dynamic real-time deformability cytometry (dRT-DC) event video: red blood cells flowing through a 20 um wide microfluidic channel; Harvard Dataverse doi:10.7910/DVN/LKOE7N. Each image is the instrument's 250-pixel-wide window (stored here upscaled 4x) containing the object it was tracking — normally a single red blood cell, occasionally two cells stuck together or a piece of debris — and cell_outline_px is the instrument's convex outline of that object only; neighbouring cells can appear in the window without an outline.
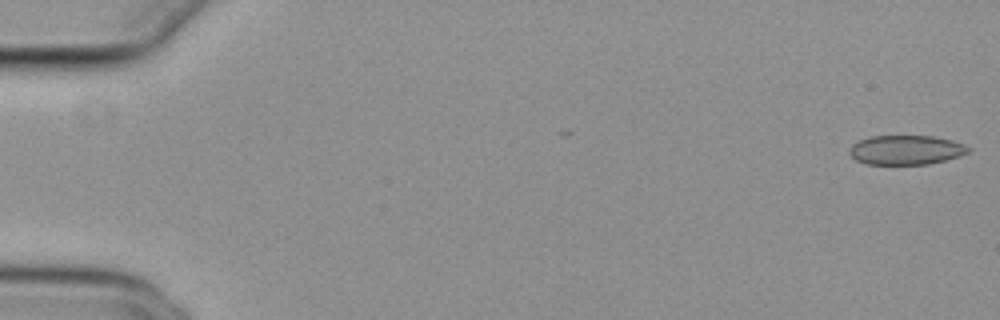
{"species": "common noctule bat (a hibernating species)", "species_latin": "Nyctalus noctula", "temperature_condition": "cold", "stored_images_in_passage": 55, "camera_frame_rate_fps": 3000, "um_per_image_px": 0.085, "animal": {"sex": "female", "body_mass_g": 29.2, "forearm_length_mm": 56.3}, "frame": {"image": 1, "passage_image": 1, "time_ms": 0.0, "image_size_px": [1000, 320], "cell_outline_px": [[972, 148], [968, 152], [960, 156], [928, 164], [864, 164], [856, 160], [848, 152], [852, 144], [860, 140], [872, 136], [932, 136], [952, 140], [964, 144]], "centroid_in_image_um": [77.01, 12.74], "position_along_channel_um": 8.0, "area_um2": 20.35}}
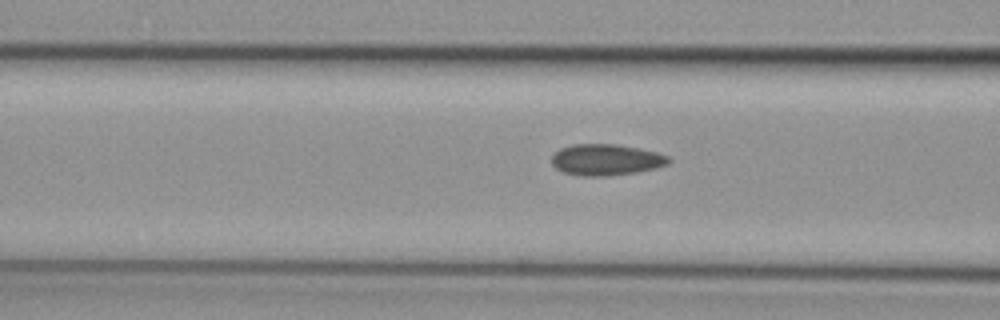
{"frame": {"image": 2, "passage_image": 22, "time_ms": 7.0, "image_size_px": [1000, 320], "cell_outline_px": [[672, 160], [668, 164], [656, 168], [636, 172], [608, 176], [580, 176], [564, 172], [556, 168], [552, 164], [552, 156], [560, 148], [572, 144], [616, 144], [640, 148], [656, 152], [668, 156]], "centroid_in_image_um": [51.53, 13.58], "position_along_channel_um": 115.1, "area_um2": 21.39}}
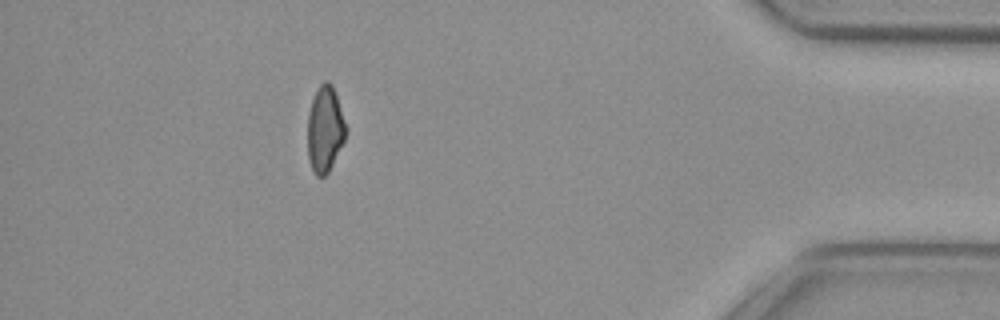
{"frame": {"image": 3, "passage_image": 49, "time_ms": 16.0, "image_size_px": [1000, 320], "cell_outline_px": [[348, 132], [328, 172], [324, 176], [316, 176], [308, 160], [308, 116], [312, 100], [316, 88], [324, 80], [328, 80], [332, 84], [348, 128]], "centroid_in_image_um": [27.63, 10.95], "position_along_channel_um": 407.6, "area_um2": 19.25}, "authors_computed_cell_mechanics": {"area_um2": 20.808, "velocity_mm_per_s": 3.7996, "shape_relaxation_time_tau1_ms": 9.629, "shape_relaxation_time_tau2_ms": 3.2277, "deformation_change_tau1": 0.1407, "deformation_change_tau2": 0.0835}}